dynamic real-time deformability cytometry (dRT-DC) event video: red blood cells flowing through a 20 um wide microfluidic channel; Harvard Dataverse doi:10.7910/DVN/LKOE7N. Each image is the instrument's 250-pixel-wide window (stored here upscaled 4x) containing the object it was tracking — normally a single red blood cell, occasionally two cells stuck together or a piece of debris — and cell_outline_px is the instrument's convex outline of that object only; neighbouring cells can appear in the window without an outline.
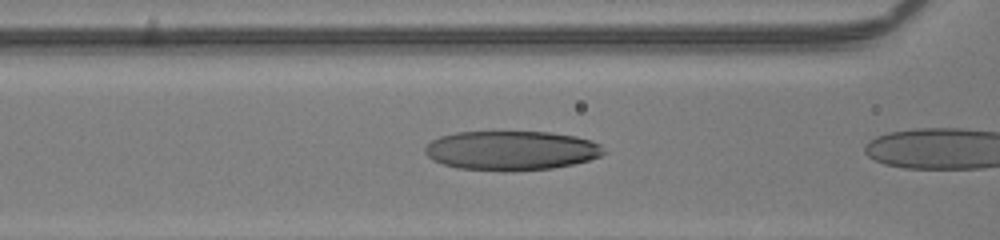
{"species": "human", "species_latin": "Homo sapiens", "temperature_condition": "room temperature", "stored_images_in_passage": 4, "camera_frame_rate_fps": 3000, "um_per_image_px": 0.085, "donor": {"sex": "male"}, "frame": {"image": 1, "passage_image": 3, "time_ms": 0.667, "image_size_px": [1000, 240], "cell_outline_px": [[604, 152], [600, 156], [588, 160], [572, 164], [552, 168], [504, 172], [456, 168], [432, 160], [424, 152], [424, 148], [432, 140], [440, 136], [456, 132], [552, 132], [576, 136], [592, 140], [600, 144]], "centroid_in_image_um": [43.44, 12.8], "position_along_channel_um": 123.2, "area_um2": 41.21}}